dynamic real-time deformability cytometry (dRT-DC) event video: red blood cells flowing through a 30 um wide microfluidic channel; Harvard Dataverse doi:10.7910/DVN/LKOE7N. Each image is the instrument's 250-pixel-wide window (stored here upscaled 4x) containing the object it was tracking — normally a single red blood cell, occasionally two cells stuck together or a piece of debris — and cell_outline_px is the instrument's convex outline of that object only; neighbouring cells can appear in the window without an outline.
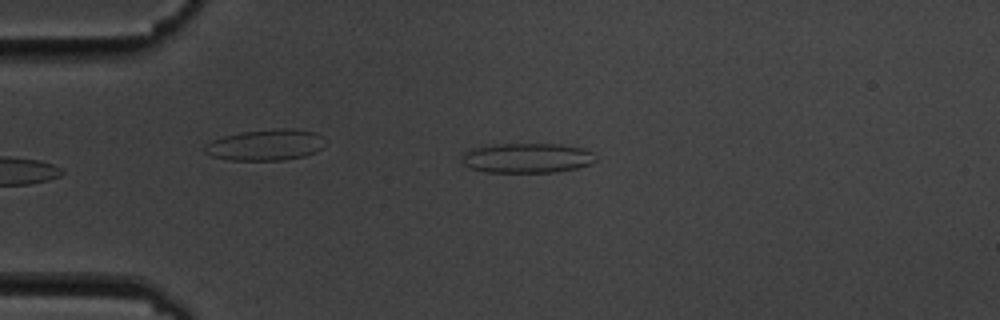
{"species": "common noctule bat (a hibernating species)", "species_latin": "Nyctalus noctula", "temperature_condition": "cold", "stored_images_in_passage": 2, "camera_frame_rate_fps": 3000, "um_per_image_px": 0.085, "animal": {"sex": "male", "body_mass_g": 19.5, "forearm_length_mm": 54.6}, "frame": {"image": 1, "passage_image": 1, "time_ms": 0.0, "image_size_px": [1000, 320], "cell_outline_px": [[596, 160], [588, 164], [576, 168], [556, 172], [484, 172], [468, 168], [460, 160], [460, 156], [464, 152], [472, 148], [496, 144], [560, 144], [584, 148], [592, 152], [596, 156]], "centroid_in_image_um": [44.75, 13.43], "position_along_channel_um": 40.2, "area_um2": 23.47}}